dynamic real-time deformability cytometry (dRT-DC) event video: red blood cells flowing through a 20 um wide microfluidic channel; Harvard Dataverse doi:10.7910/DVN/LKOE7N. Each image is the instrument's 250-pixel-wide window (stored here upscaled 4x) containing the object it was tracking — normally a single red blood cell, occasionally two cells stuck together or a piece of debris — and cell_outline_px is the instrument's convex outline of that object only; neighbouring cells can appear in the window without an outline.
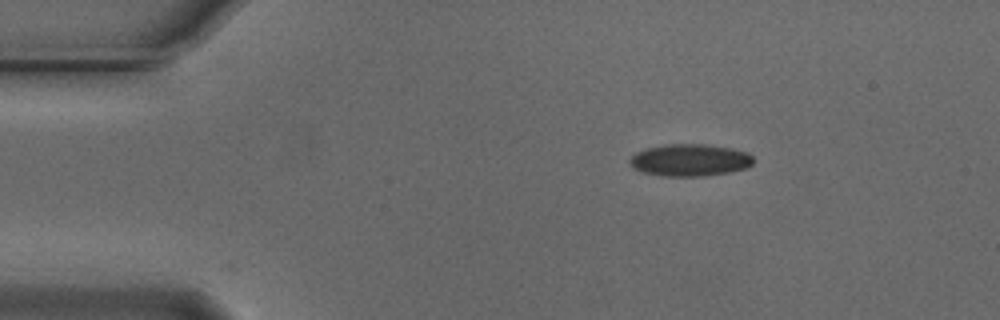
{"species": "Egyptian fruit bat (a non-hibernating species)", "species_latin": "Rousettus aegyptiacus", "temperature_condition": "cold", "stored_images_in_passage": 36, "camera_frame_rate_fps": 3000, "um_per_image_px": 0.085, "animal": {"sex": "male"}, "frame": {"image": 1, "passage_image": 1, "time_ms": 0.0, "image_size_px": [1000, 320], "cell_outline_px": [[752, 164], [748, 168], [728, 172], [704, 176], [660, 176], [640, 172], [632, 168], [628, 164], [628, 160], [636, 152], [648, 148], [668, 144], [704, 144], [732, 148], [748, 152], [752, 156]], "centroid_in_image_um": [58.61, 13.62], "position_along_channel_um": 26.4, "area_um2": 23.35}}
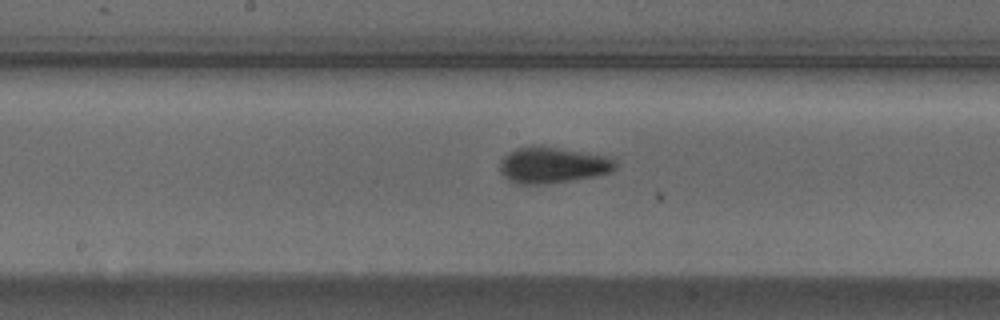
{"frame": {"image": 2, "passage_image": 20, "time_ms": 6.333, "image_size_px": [1000, 320], "cell_outline_px": [[616, 168], [612, 172], [596, 176], [572, 180], [544, 184], [516, 184], [508, 180], [500, 172], [500, 160], [508, 152], [516, 148], [540, 144], [612, 156], [616, 160]], "centroid_in_image_um": [47.0, 14.01], "position_along_channel_um": 201.2, "area_um2": 25.03}}
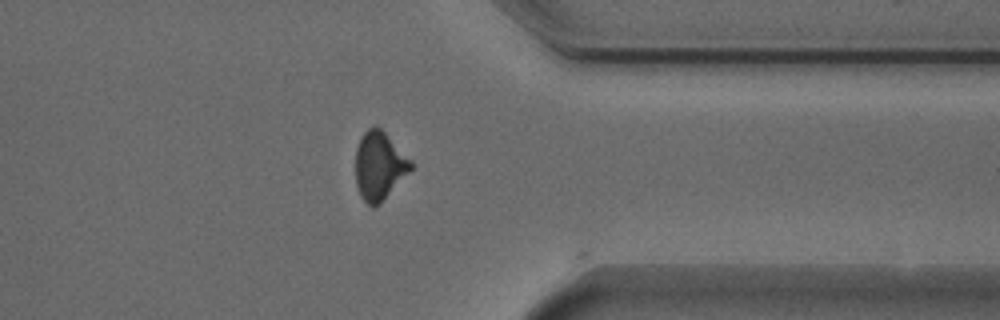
{"frame": {"image": 3, "passage_image": 35, "time_ms": 11.333, "image_size_px": [1000, 320], "cell_outline_px": [[412, 168], [380, 204], [372, 208], [360, 196], [356, 184], [356, 148], [360, 136], [368, 128], [380, 128], [412, 160]], "centroid_in_image_um": [32.22, 14.11], "position_along_channel_um": 379.2, "area_um2": 21.79}, "authors_computed_cell_mechanics": {"area_um2": 23.4957, "velocity_mm_per_s": 3.7353, "shape_relaxation_time_tau1_ms": 4.2712, "shape_relaxation_time_tau2_ms": 2.3835, "deformation_change_tau1": 0.0907, "deformation_change_tau2": 0.0737}}